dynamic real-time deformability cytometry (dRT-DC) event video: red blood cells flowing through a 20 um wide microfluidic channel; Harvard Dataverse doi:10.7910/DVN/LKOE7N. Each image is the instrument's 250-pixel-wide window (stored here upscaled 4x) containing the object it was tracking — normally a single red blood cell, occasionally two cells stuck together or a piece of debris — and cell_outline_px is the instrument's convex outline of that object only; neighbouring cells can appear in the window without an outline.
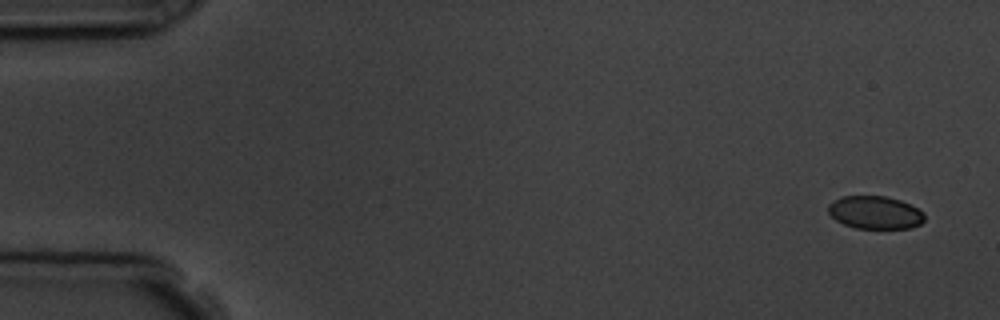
{"species": "common noctule bat (a hibernating species)", "species_latin": "Nyctalus noctula", "temperature_condition": "room temperature", "stored_images_in_passage": 4, "camera_frame_rate_fps": 3000, "um_per_image_px": 0.085, "animal": {"sex": "male", "body_mass_g": 19.5, "forearm_length_mm": 54.6}, "frame": {"image": 1, "passage_image": 1, "time_ms": 0.0, "image_size_px": [1000, 320], "cell_outline_px": [[924, 220], [920, 224], [908, 228], [856, 228], [844, 224], [836, 220], [828, 212], [828, 204], [840, 196], [884, 196], [900, 200], [924, 212]], "centroid_in_image_um": [74.36, 18.05], "position_along_channel_um": 10.6, "area_um2": 18.32}}